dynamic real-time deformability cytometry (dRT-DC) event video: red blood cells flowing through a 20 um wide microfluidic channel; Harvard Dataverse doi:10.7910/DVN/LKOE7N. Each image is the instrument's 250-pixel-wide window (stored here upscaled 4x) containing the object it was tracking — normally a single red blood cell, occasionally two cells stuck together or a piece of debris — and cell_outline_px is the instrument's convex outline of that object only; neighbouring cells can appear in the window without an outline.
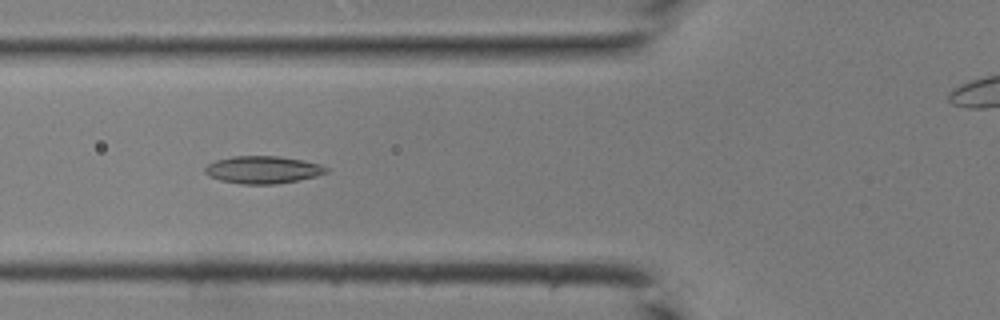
{"species": "common noctule bat (a hibernating species)", "species_latin": "Nyctalus noctula", "temperature_condition": "room temperature", "stored_images_in_passage": 44, "camera_frame_rate_fps": 3000, "um_per_image_px": 0.085, "animal": {"sex": "male", "body_mass_g": 19.0, "forearm_length_mm": 50.8}, "frame": {"image": 1, "passage_image": 16, "time_ms": 5.0, "image_size_px": [1000, 320], "cell_outline_px": [[328, 172], [316, 176], [276, 184], [240, 184], [220, 180], [208, 176], [204, 172], [204, 168], [208, 164], [216, 160], [232, 156], [276, 156], [300, 160], [320, 164], [328, 168]], "centroid_in_image_um": [22.3, 14.43], "position_along_channel_um": 103.5, "area_um2": 19.31}}
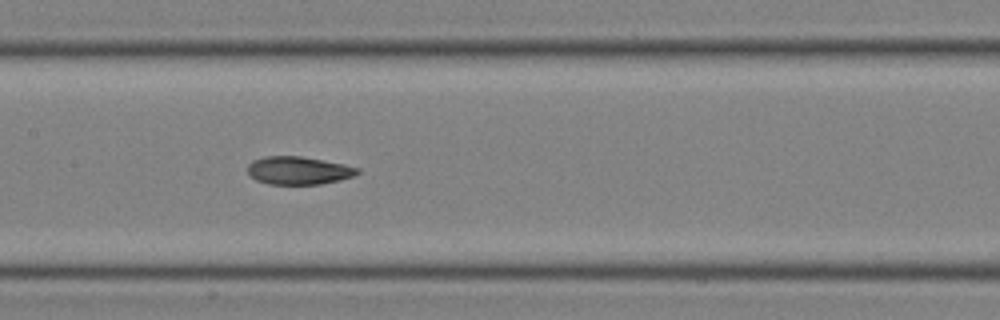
{"frame": {"image": 2, "passage_image": 21, "time_ms": 6.667, "image_size_px": [1000, 320], "cell_outline_px": [[360, 172], [352, 176], [340, 180], [320, 184], [268, 184], [256, 180], [248, 172], [248, 164], [252, 160], [264, 156], [300, 156], [344, 164], [360, 168]], "centroid_in_image_um": [25.37, 14.49], "position_along_channel_um": 182.0, "area_um2": 17.86}}
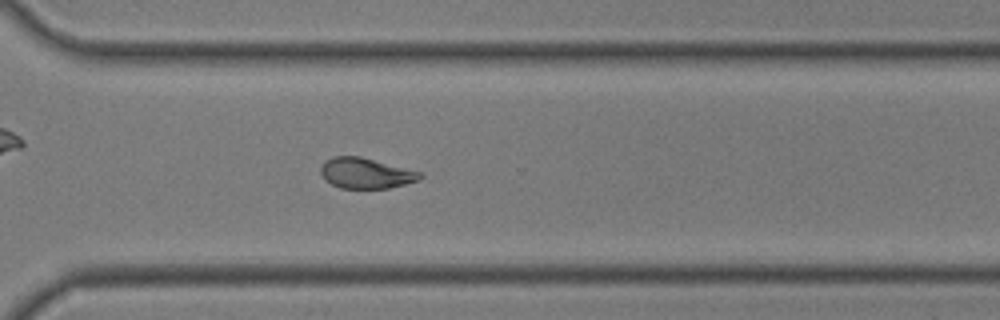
{"frame": {"image": 3, "passage_image": 31, "time_ms": 10.0, "image_size_px": [1000, 320], "cell_outline_px": [[424, 176], [420, 180], [388, 188], [340, 188], [324, 180], [320, 172], [320, 168], [324, 160], [332, 156], [360, 156], [424, 172]], "centroid_in_image_um": [31.11, 14.71], "position_along_channel_um": 339.5, "area_um2": 17.98}}